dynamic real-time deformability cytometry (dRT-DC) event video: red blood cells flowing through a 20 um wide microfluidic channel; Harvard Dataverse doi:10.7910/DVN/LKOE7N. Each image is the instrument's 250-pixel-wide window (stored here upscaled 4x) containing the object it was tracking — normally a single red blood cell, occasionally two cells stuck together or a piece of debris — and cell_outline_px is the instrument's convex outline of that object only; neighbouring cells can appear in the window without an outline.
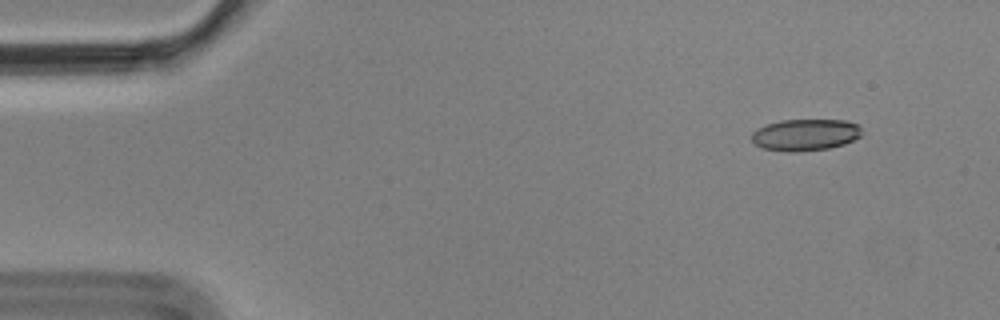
{"species": "Egyptian fruit bat (a non-hibernating species)", "species_latin": "Rousettus aegyptiacus", "temperature_condition": "cold", "stored_images_in_passage": 6, "camera_frame_rate_fps": 3000, "um_per_image_px": 0.085, "animal": {"sex": "male"}, "frame": {"image": 1, "passage_image": 2, "time_ms": 0.333, "image_size_px": [1000, 320], "cell_outline_px": [[860, 136], [844, 144], [828, 148], [796, 152], [792, 152], [764, 148], [756, 144], [752, 140], [752, 132], [768, 124], [780, 120], [844, 120], [860, 124]], "centroid_in_image_um": [68.47, 11.45], "position_along_channel_um": 16.5, "area_um2": 20.06}}